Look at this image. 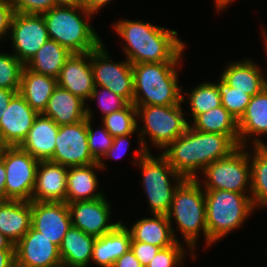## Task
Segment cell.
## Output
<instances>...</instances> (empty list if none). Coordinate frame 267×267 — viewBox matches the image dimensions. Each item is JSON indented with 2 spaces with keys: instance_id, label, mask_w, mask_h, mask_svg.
<instances>
[{
  "instance_id": "6da1fadb",
  "label": "cell",
  "mask_w": 267,
  "mask_h": 267,
  "mask_svg": "<svg viewBox=\"0 0 267 267\" xmlns=\"http://www.w3.org/2000/svg\"><path fill=\"white\" fill-rule=\"evenodd\" d=\"M112 26L123 40V53L131 64L182 62L186 45L176 30L133 19H122Z\"/></svg>"
},
{
  "instance_id": "7a4b0ae2",
  "label": "cell",
  "mask_w": 267,
  "mask_h": 267,
  "mask_svg": "<svg viewBox=\"0 0 267 267\" xmlns=\"http://www.w3.org/2000/svg\"><path fill=\"white\" fill-rule=\"evenodd\" d=\"M238 146L225 134L200 132L190 125L161 154L184 179H199L198 171L227 157Z\"/></svg>"
},
{
  "instance_id": "3957f363",
  "label": "cell",
  "mask_w": 267,
  "mask_h": 267,
  "mask_svg": "<svg viewBox=\"0 0 267 267\" xmlns=\"http://www.w3.org/2000/svg\"><path fill=\"white\" fill-rule=\"evenodd\" d=\"M180 65L181 62L132 64V103L135 106H172L183 102L181 93L184 90L178 78Z\"/></svg>"
},
{
  "instance_id": "277c9868",
  "label": "cell",
  "mask_w": 267,
  "mask_h": 267,
  "mask_svg": "<svg viewBox=\"0 0 267 267\" xmlns=\"http://www.w3.org/2000/svg\"><path fill=\"white\" fill-rule=\"evenodd\" d=\"M171 224L173 236L176 241L178 234H175L173 219L177 224L183 244L193 253L200 239L199 234L203 233L206 248L209 246V237L206 224V203L205 192L199 179H184L175 189L170 210L167 214Z\"/></svg>"
},
{
  "instance_id": "5b68a950",
  "label": "cell",
  "mask_w": 267,
  "mask_h": 267,
  "mask_svg": "<svg viewBox=\"0 0 267 267\" xmlns=\"http://www.w3.org/2000/svg\"><path fill=\"white\" fill-rule=\"evenodd\" d=\"M42 16L49 39H53L71 53L90 52L103 42L90 24L93 15L81 5L55 6Z\"/></svg>"
},
{
  "instance_id": "8992f818",
  "label": "cell",
  "mask_w": 267,
  "mask_h": 267,
  "mask_svg": "<svg viewBox=\"0 0 267 267\" xmlns=\"http://www.w3.org/2000/svg\"><path fill=\"white\" fill-rule=\"evenodd\" d=\"M138 147L133 161L141 169V187L147 195L150 212L156 215H167L174 191L184 178L174 170L162 154L153 156L151 151L147 152L144 149L139 140Z\"/></svg>"
},
{
  "instance_id": "52a82bcc",
  "label": "cell",
  "mask_w": 267,
  "mask_h": 267,
  "mask_svg": "<svg viewBox=\"0 0 267 267\" xmlns=\"http://www.w3.org/2000/svg\"><path fill=\"white\" fill-rule=\"evenodd\" d=\"M209 246L242 227L256 210L251 197L227 190H204Z\"/></svg>"
},
{
  "instance_id": "ba28073f",
  "label": "cell",
  "mask_w": 267,
  "mask_h": 267,
  "mask_svg": "<svg viewBox=\"0 0 267 267\" xmlns=\"http://www.w3.org/2000/svg\"><path fill=\"white\" fill-rule=\"evenodd\" d=\"M182 103L172 106H135L137 121L141 119L143 122L142 127L137 122L139 133L137 138L147 152H150L147 136L152 142V146L163 150L169 143L184 134L189 126V121L184 115Z\"/></svg>"
},
{
  "instance_id": "9c48e42d",
  "label": "cell",
  "mask_w": 267,
  "mask_h": 267,
  "mask_svg": "<svg viewBox=\"0 0 267 267\" xmlns=\"http://www.w3.org/2000/svg\"><path fill=\"white\" fill-rule=\"evenodd\" d=\"M249 150V147L238 146L227 157L209 164L201 174L204 176L202 188L245 193L251 197Z\"/></svg>"
},
{
  "instance_id": "30bf717a",
  "label": "cell",
  "mask_w": 267,
  "mask_h": 267,
  "mask_svg": "<svg viewBox=\"0 0 267 267\" xmlns=\"http://www.w3.org/2000/svg\"><path fill=\"white\" fill-rule=\"evenodd\" d=\"M109 55L103 42L90 51L94 85L107 88L132 103L134 94L132 64L126 58L122 62H114Z\"/></svg>"
},
{
  "instance_id": "8fae6325",
  "label": "cell",
  "mask_w": 267,
  "mask_h": 267,
  "mask_svg": "<svg viewBox=\"0 0 267 267\" xmlns=\"http://www.w3.org/2000/svg\"><path fill=\"white\" fill-rule=\"evenodd\" d=\"M1 159L6 169V200L32 201L39 160L19 146L6 147Z\"/></svg>"
},
{
  "instance_id": "7c38bea8",
  "label": "cell",
  "mask_w": 267,
  "mask_h": 267,
  "mask_svg": "<svg viewBox=\"0 0 267 267\" xmlns=\"http://www.w3.org/2000/svg\"><path fill=\"white\" fill-rule=\"evenodd\" d=\"M12 54L26 65L49 39L42 15L14 13L8 36Z\"/></svg>"
},
{
  "instance_id": "4fadbf2b",
  "label": "cell",
  "mask_w": 267,
  "mask_h": 267,
  "mask_svg": "<svg viewBox=\"0 0 267 267\" xmlns=\"http://www.w3.org/2000/svg\"><path fill=\"white\" fill-rule=\"evenodd\" d=\"M49 161L66 167L88 166L97 162L88 147L87 118L59 126L55 151Z\"/></svg>"
},
{
  "instance_id": "5bb4252c",
  "label": "cell",
  "mask_w": 267,
  "mask_h": 267,
  "mask_svg": "<svg viewBox=\"0 0 267 267\" xmlns=\"http://www.w3.org/2000/svg\"><path fill=\"white\" fill-rule=\"evenodd\" d=\"M111 203L106 196L94 200L67 203L72 226L84 233L101 237L111 232L121 221L111 222Z\"/></svg>"
},
{
  "instance_id": "9a60e30c",
  "label": "cell",
  "mask_w": 267,
  "mask_h": 267,
  "mask_svg": "<svg viewBox=\"0 0 267 267\" xmlns=\"http://www.w3.org/2000/svg\"><path fill=\"white\" fill-rule=\"evenodd\" d=\"M14 246L16 267H58L62 265L59 247L32 226Z\"/></svg>"
},
{
  "instance_id": "2e32d148",
  "label": "cell",
  "mask_w": 267,
  "mask_h": 267,
  "mask_svg": "<svg viewBox=\"0 0 267 267\" xmlns=\"http://www.w3.org/2000/svg\"><path fill=\"white\" fill-rule=\"evenodd\" d=\"M31 226L60 247L72 226L67 203L32 201Z\"/></svg>"
},
{
  "instance_id": "e0dca14e",
  "label": "cell",
  "mask_w": 267,
  "mask_h": 267,
  "mask_svg": "<svg viewBox=\"0 0 267 267\" xmlns=\"http://www.w3.org/2000/svg\"><path fill=\"white\" fill-rule=\"evenodd\" d=\"M0 120V138L7 147L20 146L27 137L35 118L39 115L26 100L17 93L3 108Z\"/></svg>"
},
{
  "instance_id": "ac0fdd59",
  "label": "cell",
  "mask_w": 267,
  "mask_h": 267,
  "mask_svg": "<svg viewBox=\"0 0 267 267\" xmlns=\"http://www.w3.org/2000/svg\"><path fill=\"white\" fill-rule=\"evenodd\" d=\"M57 85L87 103L95 87L90 52L72 53L60 71Z\"/></svg>"
},
{
  "instance_id": "d6986e66",
  "label": "cell",
  "mask_w": 267,
  "mask_h": 267,
  "mask_svg": "<svg viewBox=\"0 0 267 267\" xmlns=\"http://www.w3.org/2000/svg\"><path fill=\"white\" fill-rule=\"evenodd\" d=\"M68 167L51 161H39L32 201L66 202Z\"/></svg>"
},
{
  "instance_id": "ffe728a7",
  "label": "cell",
  "mask_w": 267,
  "mask_h": 267,
  "mask_svg": "<svg viewBox=\"0 0 267 267\" xmlns=\"http://www.w3.org/2000/svg\"><path fill=\"white\" fill-rule=\"evenodd\" d=\"M238 130L239 146L248 147L250 140H252L250 143L252 147L267 146L259 138L267 134V93L264 90L251 97L244 114L238 120Z\"/></svg>"
},
{
  "instance_id": "44dd1931",
  "label": "cell",
  "mask_w": 267,
  "mask_h": 267,
  "mask_svg": "<svg viewBox=\"0 0 267 267\" xmlns=\"http://www.w3.org/2000/svg\"><path fill=\"white\" fill-rule=\"evenodd\" d=\"M58 129L54 120L39 114L19 147L39 161H49L55 151Z\"/></svg>"
},
{
  "instance_id": "7402d4cb",
  "label": "cell",
  "mask_w": 267,
  "mask_h": 267,
  "mask_svg": "<svg viewBox=\"0 0 267 267\" xmlns=\"http://www.w3.org/2000/svg\"><path fill=\"white\" fill-rule=\"evenodd\" d=\"M42 114L54 120L58 126L74 124L87 118L86 102L70 91L57 86Z\"/></svg>"
},
{
  "instance_id": "603a6c76",
  "label": "cell",
  "mask_w": 267,
  "mask_h": 267,
  "mask_svg": "<svg viewBox=\"0 0 267 267\" xmlns=\"http://www.w3.org/2000/svg\"><path fill=\"white\" fill-rule=\"evenodd\" d=\"M102 171L99 163L88 166L68 167L66 203L94 200L104 197L98 190L99 180L96 171Z\"/></svg>"
},
{
  "instance_id": "cb8c5ba5",
  "label": "cell",
  "mask_w": 267,
  "mask_h": 267,
  "mask_svg": "<svg viewBox=\"0 0 267 267\" xmlns=\"http://www.w3.org/2000/svg\"><path fill=\"white\" fill-rule=\"evenodd\" d=\"M255 60L243 59L227 62L219 78L229 87L247 93L251 97L263 90V72Z\"/></svg>"
},
{
  "instance_id": "d4e9b609",
  "label": "cell",
  "mask_w": 267,
  "mask_h": 267,
  "mask_svg": "<svg viewBox=\"0 0 267 267\" xmlns=\"http://www.w3.org/2000/svg\"><path fill=\"white\" fill-rule=\"evenodd\" d=\"M32 201H0V233L15 245L30 229Z\"/></svg>"
},
{
  "instance_id": "484cf974",
  "label": "cell",
  "mask_w": 267,
  "mask_h": 267,
  "mask_svg": "<svg viewBox=\"0 0 267 267\" xmlns=\"http://www.w3.org/2000/svg\"><path fill=\"white\" fill-rule=\"evenodd\" d=\"M131 234L122 221L107 234L96 237L91 261L99 267H113L115 261L130 249Z\"/></svg>"
},
{
  "instance_id": "4316f807",
  "label": "cell",
  "mask_w": 267,
  "mask_h": 267,
  "mask_svg": "<svg viewBox=\"0 0 267 267\" xmlns=\"http://www.w3.org/2000/svg\"><path fill=\"white\" fill-rule=\"evenodd\" d=\"M96 237L70 227L59 247L64 267H87L91 262Z\"/></svg>"
},
{
  "instance_id": "83f0119b",
  "label": "cell",
  "mask_w": 267,
  "mask_h": 267,
  "mask_svg": "<svg viewBox=\"0 0 267 267\" xmlns=\"http://www.w3.org/2000/svg\"><path fill=\"white\" fill-rule=\"evenodd\" d=\"M128 230L131 234V241L152 244L161 249L176 242L167 215L152 214V217L141 218Z\"/></svg>"
},
{
  "instance_id": "f1b7e54d",
  "label": "cell",
  "mask_w": 267,
  "mask_h": 267,
  "mask_svg": "<svg viewBox=\"0 0 267 267\" xmlns=\"http://www.w3.org/2000/svg\"><path fill=\"white\" fill-rule=\"evenodd\" d=\"M57 86L56 78L35 73L24 66L18 93L34 111L42 114Z\"/></svg>"
},
{
  "instance_id": "f546056e",
  "label": "cell",
  "mask_w": 267,
  "mask_h": 267,
  "mask_svg": "<svg viewBox=\"0 0 267 267\" xmlns=\"http://www.w3.org/2000/svg\"><path fill=\"white\" fill-rule=\"evenodd\" d=\"M189 125L200 132H213L227 135L239 146L238 121L224 106L210 109L197 115ZM191 123V124H190Z\"/></svg>"
},
{
  "instance_id": "4dcf8cb0",
  "label": "cell",
  "mask_w": 267,
  "mask_h": 267,
  "mask_svg": "<svg viewBox=\"0 0 267 267\" xmlns=\"http://www.w3.org/2000/svg\"><path fill=\"white\" fill-rule=\"evenodd\" d=\"M71 54L67 48L61 46L53 39H48L25 67L35 73L57 79Z\"/></svg>"
},
{
  "instance_id": "1f68e13d",
  "label": "cell",
  "mask_w": 267,
  "mask_h": 267,
  "mask_svg": "<svg viewBox=\"0 0 267 267\" xmlns=\"http://www.w3.org/2000/svg\"><path fill=\"white\" fill-rule=\"evenodd\" d=\"M251 150V200L255 209L262 210L267 207V146H253Z\"/></svg>"
},
{
  "instance_id": "d6a6232c",
  "label": "cell",
  "mask_w": 267,
  "mask_h": 267,
  "mask_svg": "<svg viewBox=\"0 0 267 267\" xmlns=\"http://www.w3.org/2000/svg\"><path fill=\"white\" fill-rule=\"evenodd\" d=\"M182 94V101L189 99V110L191 111V119L193 120L197 115L208 112L212 108L221 106L220 95V79L218 82H203L191 90ZM185 93L187 95H185ZM186 96V97H185Z\"/></svg>"
},
{
  "instance_id": "836d02e7",
  "label": "cell",
  "mask_w": 267,
  "mask_h": 267,
  "mask_svg": "<svg viewBox=\"0 0 267 267\" xmlns=\"http://www.w3.org/2000/svg\"><path fill=\"white\" fill-rule=\"evenodd\" d=\"M101 123L111 136H122L137 133V110L133 103L125 108L105 115Z\"/></svg>"
},
{
  "instance_id": "e575fe53",
  "label": "cell",
  "mask_w": 267,
  "mask_h": 267,
  "mask_svg": "<svg viewBox=\"0 0 267 267\" xmlns=\"http://www.w3.org/2000/svg\"><path fill=\"white\" fill-rule=\"evenodd\" d=\"M93 110L86 103V117H87V140L88 147L92 157L99 162L112 146L114 137L105 129L101 123L102 128L93 129Z\"/></svg>"
},
{
  "instance_id": "d590c367",
  "label": "cell",
  "mask_w": 267,
  "mask_h": 267,
  "mask_svg": "<svg viewBox=\"0 0 267 267\" xmlns=\"http://www.w3.org/2000/svg\"><path fill=\"white\" fill-rule=\"evenodd\" d=\"M24 64L12 53L0 52V88L19 92Z\"/></svg>"
},
{
  "instance_id": "8d00e7d4",
  "label": "cell",
  "mask_w": 267,
  "mask_h": 267,
  "mask_svg": "<svg viewBox=\"0 0 267 267\" xmlns=\"http://www.w3.org/2000/svg\"><path fill=\"white\" fill-rule=\"evenodd\" d=\"M181 242L176 241L173 245L160 249L157 254L152 258L146 267H180L184 264L186 254L191 252V257L196 259L194 254L188 247L181 245ZM189 250L187 253L186 251Z\"/></svg>"
},
{
  "instance_id": "74e56055",
  "label": "cell",
  "mask_w": 267,
  "mask_h": 267,
  "mask_svg": "<svg viewBox=\"0 0 267 267\" xmlns=\"http://www.w3.org/2000/svg\"><path fill=\"white\" fill-rule=\"evenodd\" d=\"M220 95L222 106H224L238 121L244 114L246 107L251 100V96L236 88L227 86L221 79Z\"/></svg>"
},
{
  "instance_id": "f35d334b",
  "label": "cell",
  "mask_w": 267,
  "mask_h": 267,
  "mask_svg": "<svg viewBox=\"0 0 267 267\" xmlns=\"http://www.w3.org/2000/svg\"><path fill=\"white\" fill-rule=\"evenodd\" d=\"M88 100L97 101V105L99 106L98 108L102 113L101 118H103L107 114L121 110L129 104V102L125 98L114 94L107 88L100 86L94 87V90Z\"/></svg>"
},
{
  "instance_id": "ab89813d",
  "label": "cell",
  "mask_w": 267,
  "mask_h": 267,
  "mask_svg": "<svg viewBox=\"0 0 267 267\" xmlns=\"http://www.w3.org/2000/svg\"><path fill=\"white\" fill-rule=\"evenodd\" d=\"M16 13L42 15L55 7L53 0H9Z\"/></svg>"
},
{
  "instance_id": "60d3db41",
  "label": "cell",
  "mask_w": 267,
  "mask_h": 267,
  "mask_svg": "<svg viewBox=\"0 0 267 267\" xmlns=\"http://www.w3.org/2000/svg\"><path fill=\"white\" fill-rule=\"evenodd\" d=\"M132 135L133 134H127L114 137L112 146L108 149L107 153L103 156V158L98 162L102 170L107 167L103 159H119L123 157L124 154H126V151L130 147L129 140Z\"/></svg>"
},
{
  "instance_id": "b9f144b4",
  "label": "cell",
  "mask_w": 267,
  "mask_h": 267,
  "mask_svg": "<svg viewBox=\"0 0 267 267\" xmlns=\"http://www.w3.org/2000/svg\"><path fill=\"white\" fill-rule=\"evenodd\" d=\"M130 249L141 265L146 267L161 248L140 241H131Z\"/></svg>"
},
{
  "instance_id": "7bdbcfd3",
  "label": "cell",
  "mask_w": 267,
  "mask_h": 267,
  "mask_svg": "<svg viewBox=\"0 0 267 267\" xmlns=\"http://www.w3.org/2000/svg\"><path fill=\"white\" fill-rule=\"evenodd\" d=\"M14 9L9 0L0 1V39L10 34Z\"/></svg>"
},
{
  "instance_id": "ee69618b",
  "label": "cell",
  "mask_w": 267,
  "mask_h": 267,
  "mask_svg": "<svg viewBox=\"0 0 267 267\" xmlns=\"http://www.w3.org/2000/svg\"><path fill=\"white\" fill-rule=\"evenodd\" d=\"M113 267H143L134 253L129 249L125 254L118 258Z\"/></svg>"
},
{
  "instance_id": "f6af8a7d",
  "label": "cell",
  "mask_w": 267,
  "mask_h": 267,
  "mask_svg": "<svg viewBox=\"0 0 267 267\" xmlns=\"http://www.w3.org/2000/svg\"><path fill=\"white\" fill-rule=\"evenodd\" d=\"M111 1L112 0H81V6L92 15H97L101 8Z\"/></svg>"
},
{
  "instance_id": "bcb514c9",
  "label": "cell",
  "mask_w": 267,
  "mask_h": 267,
  "mask_svg": "<svg viewBox=\"0 0 267 267\" xmlns=\"http://www.w3.org/2000/svg\"><path fill=\"white\" fill-rule=\"evenodd\" d=\"M15 90L0 88V120L3 116V108H7L11 99L17 94Z\"/></svg>"
},
{
  "instance_id": "7dc6e473",
  "label": "cell",
  "mask_w": 267,
  "mask_h": 267,
  "mask_svg": "<svg viewBox=\"0 0 267 267\" xmlns=\"http://www.w3.org/2000/svg\"><path fill=\"white\" fill-rule=\"evenodd\" d=\"M0 267H16L15 250H0Z\"/></svg>"
},
{
  "instance_id": "c3c4849f",
  "label": "cell",
  "mask_w": 267,
  "mask_h": 267,
  "mask_svg": "<svg viewBox=\"0 0 267 267\" xmlns=\"http://www.w3.org/2000/svg\"><path fill=\"white\" fill-rule=\"evenodd\" d=\"M6 169L4 167L3 160L0 159V201H6Z\"/></svg>"
},
{
  "instance_id": "681fc988",
  "label": "cell",
  "mask_w": 267,
  "mask_h": 267,
  "mask_svg": "<svg viewBox=\"0 0 267 267\" xmlns=\"http://www.w3.org/2000/svg\"><path fill=\"white\" fill-rule=\"evenodd\" d=\"M0 250H15L13 242L0 233Z\"/></svg>"
},
{
  "instance_id": "f907efd6",
  "label": "cell",
  "mask_w": 267,
  "mask_h": 267,
  "mask_svg": "<svg viewBox=\"0 0 267 267\" xmlns=\"http://www.w3.org/2000/svg\"><path fill=\"white\" fill-rule=\"evenodd\" d=\"M53 1L55 6H61V7L81 5V0H53Z\"/></svg>"
},
{
  "instance_id": "816d5d0a",
  "label": "cell",
  "mask_w": 267,
  "mask_h": 267,
  "mask_svg": "<svg viewBox=\"0 0 267 267\" xmlns=\"http://www.w3.org/2000/svg\"><path fill=\"white\" fill-rule=\"evenodd\" d=\"M234 1L235 0H214V6H216V10L219 12L228 8V5L232 4Z\"/></svg>"
},
{
  "instance_id": "f5cc1de1",
  "label": "cell",
  "mask_w": 267,
  "mask_h": 267,
  "mask_svg": "<svg viewBox=\"0 0 267 267\" xmlns=\"http://www.w3.org/2000/svg\"><path fill=\"white\" fill-rule=\"evenodd\" d=\"M265 28L262 29V35L264 36V48H265V53H266V57H267V32L264 30ZM266 74H263V90L267 93V78L265 77Z\"/></svg>"
},
{
  "instance_id": "db71d44e",
  "label": "cell",
  "mask_w": 267,
  "mask_h": 267,
  "mask_svg": "<svg viewBox=\"0 0 267 267\" xmlns=\"http://www.w3.org/2000/svg\"><path fill=\"white\" fill-rule=\"evenodd\" d=\"M7 146L3 143L2 139L0 138V159L2 158V154L4 152V149L6 148Z\"/></svg>"
}]
</instances>
